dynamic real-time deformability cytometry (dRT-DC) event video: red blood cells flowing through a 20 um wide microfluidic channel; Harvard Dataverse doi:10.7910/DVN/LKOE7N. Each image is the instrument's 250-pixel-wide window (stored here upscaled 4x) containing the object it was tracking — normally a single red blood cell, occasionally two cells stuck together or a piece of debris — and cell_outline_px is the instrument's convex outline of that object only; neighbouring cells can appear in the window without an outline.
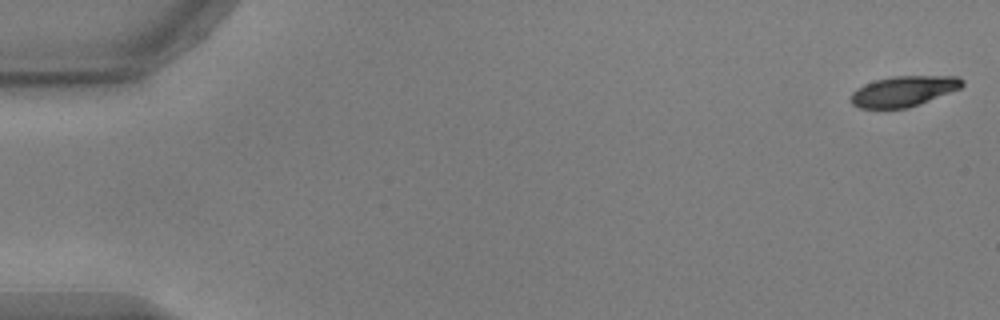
{"species": "common noctule bat (a hibernating species)", "species_latin": "Nyctalus noctula", "temperature_condition": "warm", "stored_images_in_passage": 13, "camera_frame_rate_fps": 3000, "um_per_image_px": 0.085, "animal": {"sex": "male", "body_mass_g": 17.9, "forearm_length_mm": 54.2}, "frame": {"image": 1, "passage_image": 1, "time_ms": 0.0, "image_size_px": [1000, 320], "cell_outline_px": [[964, 84], [960, 88], [920, 104], [908, 108], [860, 108], [852, 104], [852, 92], [856, 88], [864, 84], [876, 80], [892, 76], [960, 76], [964, 80]], "centroid_in_image_um": [76.82, 7.74], "position_along_channel_um": 8.2, "area_um2": 19.71}}
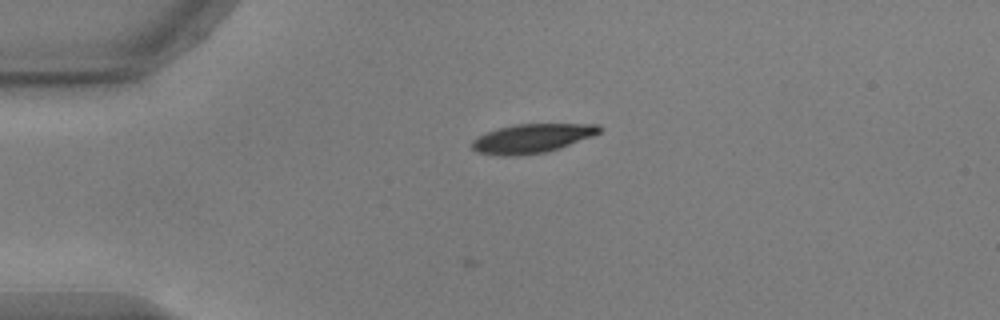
{"frame": {"image": 2, "passage_image": 13, "time_ms": 4.0, "image_size_px": [1000, 320], "cell_outline_px": [[604, 128], [600, 132], [592, 136], [560, 148], [548, 152], [516, 156], [496, 156], [476, 152], [472, 148], [472, 140], [476, 136], [500, 128], [516, 124], [600, 124]], "centroid_in_image_um": [45.21, 11.77], "position_along_channel_um": 39.8, "area_um2": 21.73}}